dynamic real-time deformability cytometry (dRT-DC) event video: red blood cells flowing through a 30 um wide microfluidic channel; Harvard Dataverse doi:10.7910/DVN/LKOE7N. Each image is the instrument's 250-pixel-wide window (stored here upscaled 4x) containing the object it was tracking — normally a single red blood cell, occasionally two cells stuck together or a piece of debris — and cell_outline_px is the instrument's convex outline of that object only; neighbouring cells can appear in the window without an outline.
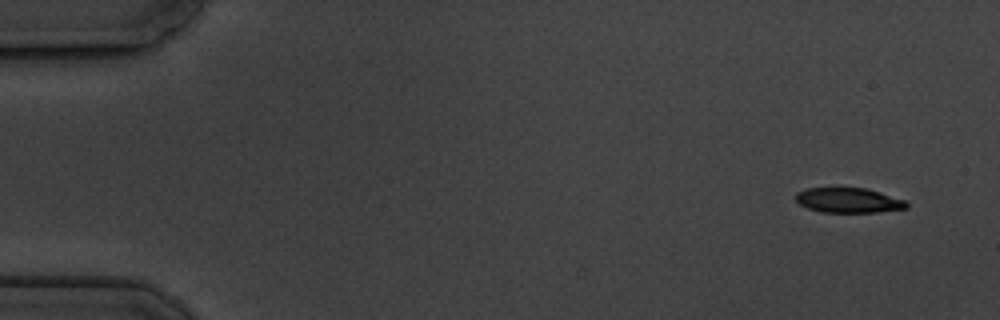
{"species": "common noctule bat (a hibernating species)", "species_latin": "Nyctalus noctula", "temperature_condition": "cold", "stored_images_in_passage": 4, "camera_frame_rate_fps": 3000, "um_per_image_px": 0.085, "animal": {"sex": "male", "body_mass_g": 19.5, "forearm_length_mm": 54.6}, "frame": {"image": 1, "passage_image": 1, "time_ms": 0.0, "image_size_px": [1000, 320], "cell_outline_px": [[908, 208], [876, 212], [820, 212], [808, 208], [800, 204], [796, 200], [796, 192], [808, 188], [864, 188], [880, 192], [904, 200], [908, 204]], "centroid_in_image_um": [72.11, 17.03], "position_along_channel_um": 12.9, "area_um2": 15.95}}
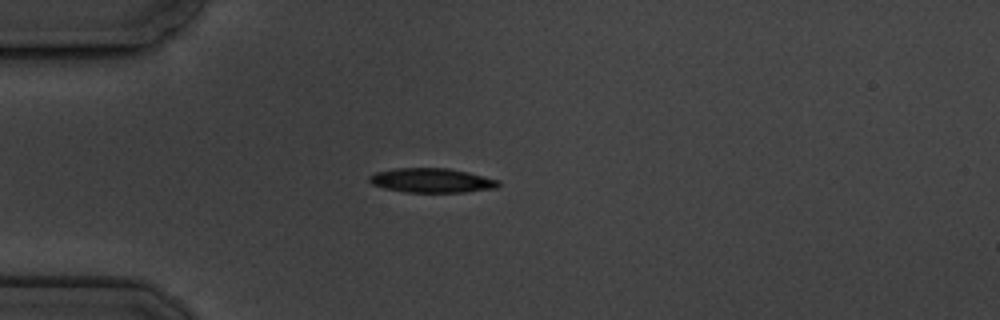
{"frame": {"image": 2, "passage_image": 4, "time_ms": 4.0, "image_size_px": [1000, 320], "cell_outline_px": [[500, 184], [496, 188], [464, 192], [404, 192], [384, 188], [372, 184], [368, 180], [368, 176], [376, 172], [396, 168], [448, 168], [468, 172], [500, 180]], "centroid_in_image_um": [36.69, 15.33], "position_along_channel_um": 48.3, "area_um2": 18.38}}